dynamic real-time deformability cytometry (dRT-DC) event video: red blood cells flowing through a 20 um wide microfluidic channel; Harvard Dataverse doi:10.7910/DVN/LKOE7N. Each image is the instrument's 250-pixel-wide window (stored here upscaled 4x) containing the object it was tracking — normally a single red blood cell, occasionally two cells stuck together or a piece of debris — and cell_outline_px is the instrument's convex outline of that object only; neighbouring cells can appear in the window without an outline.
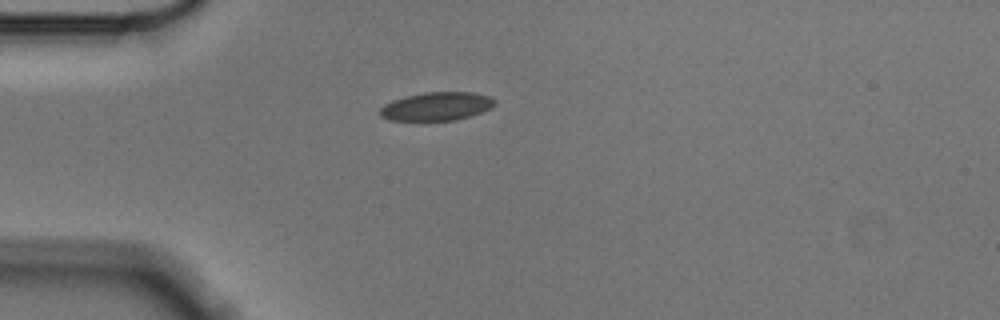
{"species": "Egyptian fruit bat (a non-hibernating species)", "species_latin": "Rousettus aegyptiacus", "temperature_condition": "cold", "stored_images_in_passage": 27, "camera_frame_rate_fps": 3000, "um_per_image_px": 0.085, "animal": {"sex": "male"}, "frame": {"image": 1, "passage_image": 1, "time_ms": 0.0, "image_size_px": [1000, 320], "cell_outline_px": [[496, 104], [492, 108], [456, 120], [388, 120], [380, 116], [380, 108], [384, 104], [392, 100], [424, 92], [472, 92], [492, 96], [496, 100]], "centroid_in_image_um": [37.14, 9.03], "position_along_channel_um": 47.9, "area_um2": 19.02}}
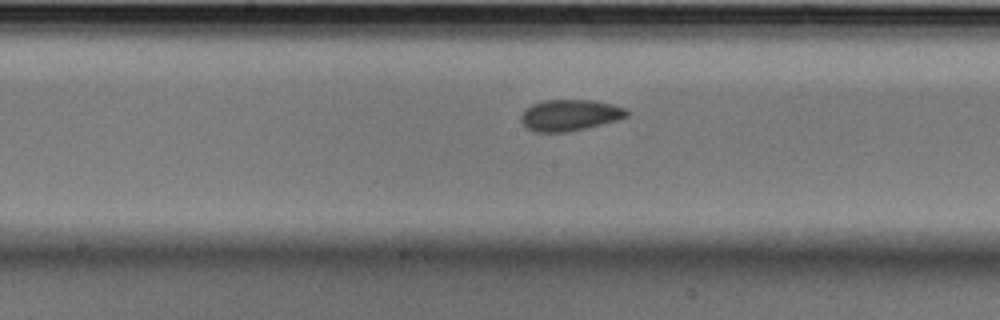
{"frame": {"image": 2, "passage_image": 15, "time_ms": 4.667, "image_size_px": [1000, 320], "cell_outline_px": [[628, 116], [616, 120], [568, 132], [536, 132], [528, 128], [520, 120], [520, 116], [524, 108], [532, 104], [544, 100], [592, 100], [612, 104], [624, 108], [628, 112]], "centroid_in_image_um": [48.39, 9.78], "position_along_channel_um": 199.8, "area_um2": 19.13}}
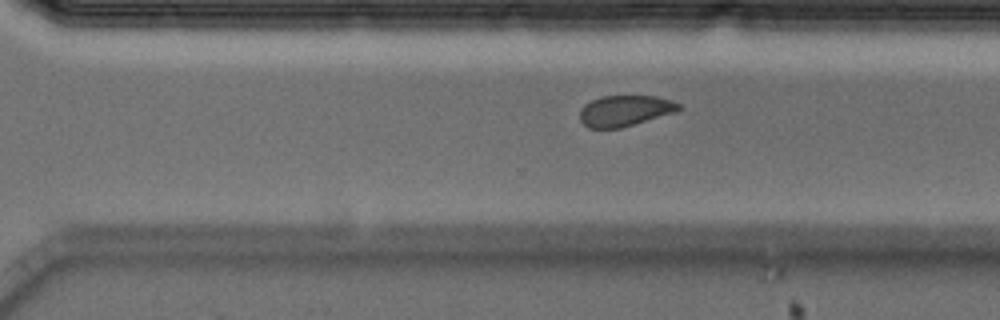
{"frame": {"image": 3, "passage_image": 25, "time_ms": 8.0, "image_size_px": [1000, 320], "cell_outline_px": [[680, 108], [676, 112], [620, 128], [588, 128], [580, 120], [580, 112], [584, 104], [592, 100], [604, 96], [656, 96], [672, 100], [680, 104]], "centroid_in_image_um": [53.12, 9.41], "position_along_channel_um": 317.5, "area_um2": 17.69}}